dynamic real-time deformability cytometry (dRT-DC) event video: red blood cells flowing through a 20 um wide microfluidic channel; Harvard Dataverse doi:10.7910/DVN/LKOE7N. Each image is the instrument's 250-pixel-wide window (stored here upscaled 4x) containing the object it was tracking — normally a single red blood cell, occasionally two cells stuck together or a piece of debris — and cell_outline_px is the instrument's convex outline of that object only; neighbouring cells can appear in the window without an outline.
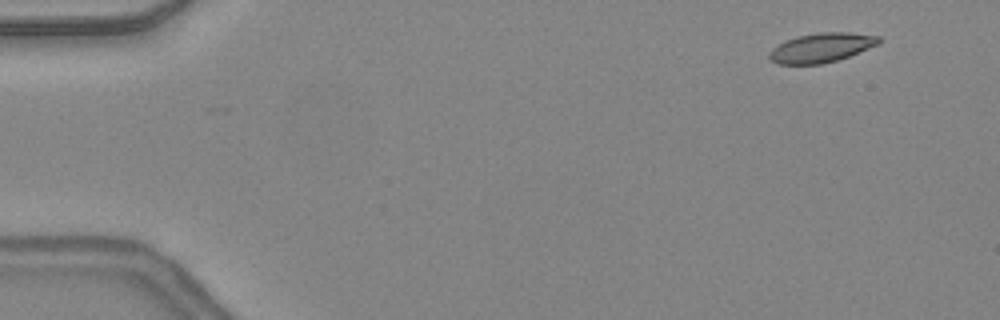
{"species": "common noctule bat (a hibernating species)", "species_latin": "Nyctalus noctula", "temperature_condition": "warm", "stored_images_in_passage": 44, "camera_frame_rate_fps": 3000, "um_per_image_px": 0.085, "animal": {"sex": "female", "body_mass_g": 24.6, "forearm_length_mm": 56.2}, "frame": {"image": 1, "passage_image": 1, "time_ms": 0.0, "image_size_px": [1000, 320], "cell_outline_px": [[880, 44], [848, 56], [836, 60], [820, 64], [776, 64], [768, 60], [768, 52], [772, 48], [796, 36], [820, 32], [848, 32], [880, 36]], "centroid_in_image_um": [69.79, 4.05], "position_along_channel_um": 15.2, "area_um2": 18.73}}
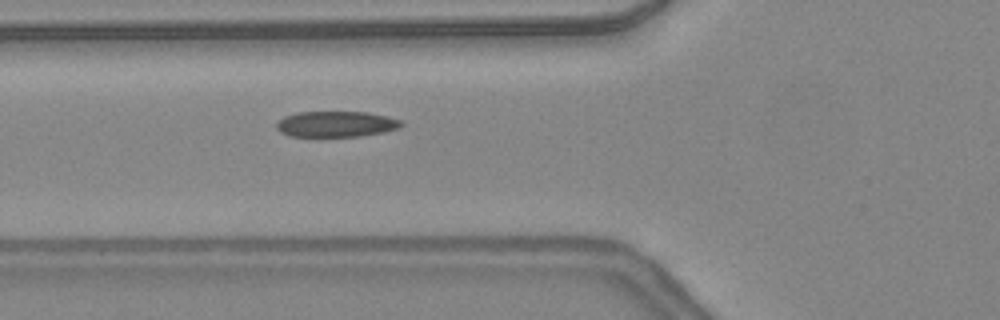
{"frame": {"image": 2, "passage_image": 15, "time_ms": 4.667, "image_size_px": [1000, 320], "cell_outline_px": [[404, 124], [400, 128], [384, 132], [360, 136], [288, 136], [280, 132], [276, 128], [276, 124], [284, 116], [296, 112], [368, 112], [400, 120]], "centroid_in_image_um": [28.55, 10.55], "position_along_channel_um": 97.2, "area_um2": 18.73}}
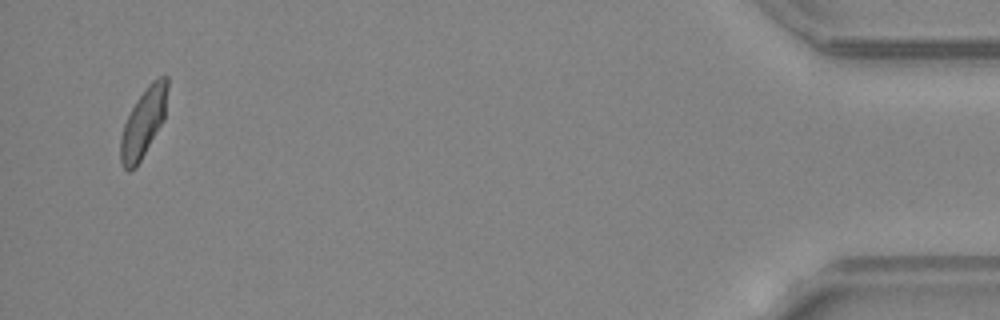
{"frame": {"image": 3, "passage_image": 43, "time_ms": 14.0, "image_size_px": [1000, 320], "cell_outline_px": [[168, 88], [164, 120], [136, 168], [128, 172], [124, 168], [120, 160], [120, 136], [124, 124], [136, 100], [148, 84], [152, 80], [160, 76], [168, 76]], "centroid_in_image_um": [12.19, 10.42], "position_along_channel_um": 423.0, "area_um2": 18.9}, "authors_computed_cell_mechanics": {"area_um2": 19.1607, "velocity_mm_per_s": 4.3763, "shape_relaxation_time_tau1_ms": 7.2125, "shape_relaxation_time_tau2_ms": 1.0724, "deformation_change_tau1": 0.1828, "deformation_change_tau2": 0.0704}}